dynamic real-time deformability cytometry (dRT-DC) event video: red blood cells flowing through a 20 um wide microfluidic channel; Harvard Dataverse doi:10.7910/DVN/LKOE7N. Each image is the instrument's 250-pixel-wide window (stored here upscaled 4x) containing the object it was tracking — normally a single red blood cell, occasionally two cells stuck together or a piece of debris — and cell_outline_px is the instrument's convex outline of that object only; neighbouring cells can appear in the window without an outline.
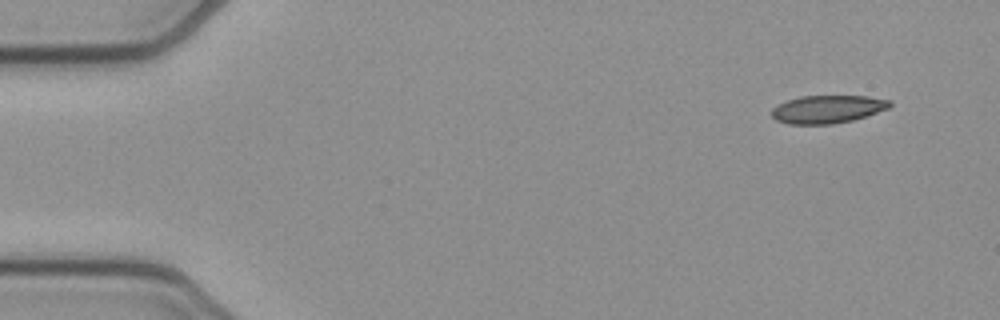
{"species": "common noctule bat (a hibernating species)", "species_latin": "Nyctalus noctula", "temperature_condition": "cold", "stored_images_in_passage": 8, "camera_frame_rate_fps": 3000, "um_per_image_px": 0.085, "animal": {"sex": "female", "body_mass_g": 21.9}, "frame": {"image": 1, "passage_image": 1, "time_ms": 0.0, "image_size_px": [1000, 320], "cell_outline_px": [[892, 104], [888, 108], [852, 120], [832, 124], [788, 124], [776, 120], [768, 112], [776, 104], [800, 96], [868, 96], [892, 100]], "centroid_in_image_um": [70.29, 9.27], "position_along_channel_um": 14.7, "area_um2": 19.31}}